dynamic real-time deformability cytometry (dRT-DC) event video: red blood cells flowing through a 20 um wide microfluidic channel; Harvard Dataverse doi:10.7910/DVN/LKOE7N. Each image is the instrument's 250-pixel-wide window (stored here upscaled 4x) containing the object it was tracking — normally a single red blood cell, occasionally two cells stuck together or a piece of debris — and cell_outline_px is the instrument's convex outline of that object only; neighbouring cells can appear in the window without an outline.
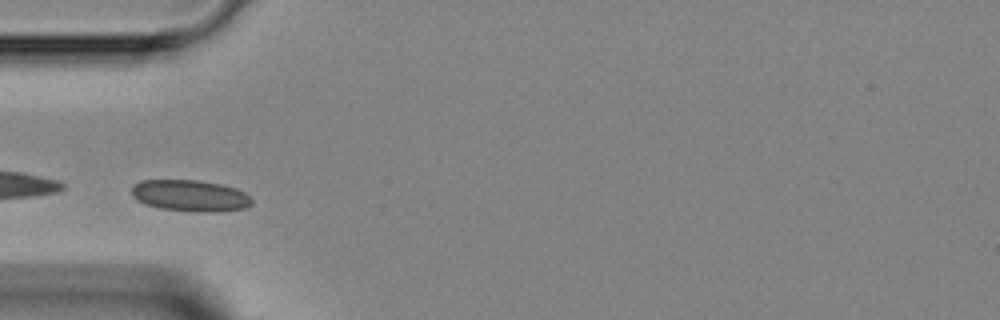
{"species": "Egyptian fruit bat (a non-hibernating species)", "species_latin": "Rousettus aegyptiacus", "temperature_condition": "room temperature", "stored_images_in_passage": 7, "camera_frame_rate_fps": 3000, "um_per_image_px": 0.085, "animal": {"sex": "female"}, "frame": {"image": 1, "passage_image": 3, "time_ms": 2.333, "image_size_px": [1000, 320], "cell_outline_px": [[252, 204], [244, 208], [220, 212], [200, 212], [160, 208], [144, 204], [136, 200], [132, 196], [132, 184], [140, 180], [200, 180], [220, 184], [236, 188], [244, 192], [252, 200]], "centroid_in_image_um": [16.14, 16.63], "position_along_channel_um": 68.9, "area_um2": 22.2}}
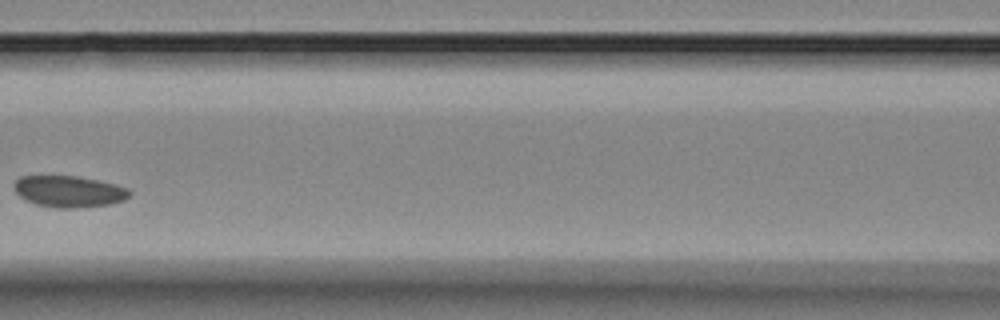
{"frame": {"image": 2, "passage_image": 5, "time_ms": 4.667, "image_size_px": [1000, 320], "cell_outline_px": [[132, 196], [124, 200], [112, 204], [72, 208], [56, 208], [36, 204], [20, 196], [16, 192], [12, 184], [20, 176], [76, 176], [116, 184], [128, 188], [132, 192]], "centroid_in_image_um": [5.9, 16.27], "position_along_channel_um": 160.7, "area_um2": 21.21}}
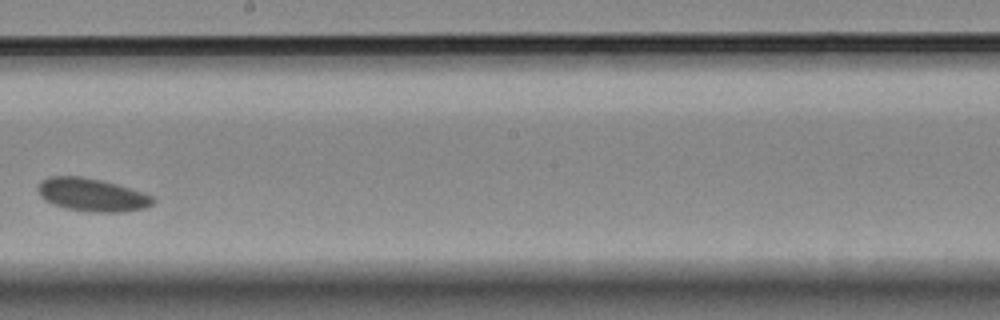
{"frame": {"image": 3, "passage_image": 7, "time_ms": 6.667, "image_size_px": [1000, 320], "cell_outline_px": [[156, 200], [152, 204], [144, 208], [128, 212], [96, 212], [64, 208], [52, 204], [44, 200], [40, 196], [36, 188], [36, 184], [40, 180], [52, 176], [80, 176], [100, 180], [116, 184], [144, 192], [152, 196]], "centroid_in_image_um": [7.79, 16.56], "position_along_channel_um": 240.4, "area_um2": 22.37}}